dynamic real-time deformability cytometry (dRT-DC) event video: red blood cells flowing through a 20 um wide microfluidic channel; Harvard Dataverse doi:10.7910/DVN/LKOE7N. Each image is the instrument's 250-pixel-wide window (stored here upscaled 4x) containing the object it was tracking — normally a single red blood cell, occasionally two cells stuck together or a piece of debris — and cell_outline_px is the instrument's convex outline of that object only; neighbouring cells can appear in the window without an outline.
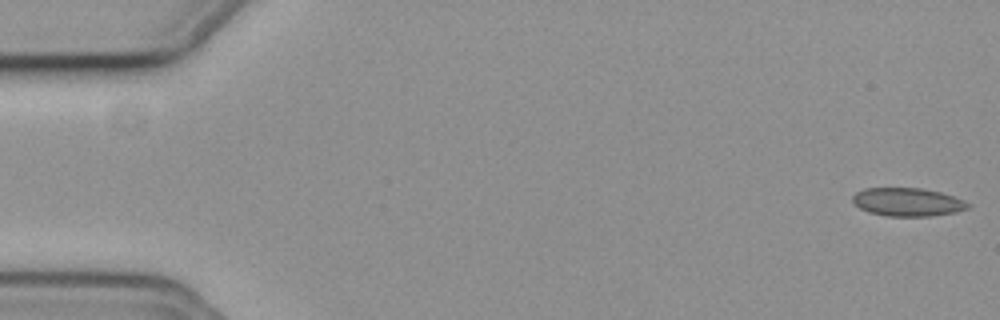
{"species": "common noctule bat (a hibernating species)", "species_latin": "Nyctalus noctula", "temperature_condition": "cold", "stored_images_in_passage": 56, "camera_frame_rate_fps": 3000, "um_per_image_px": 0.085, "animal": {"sex": "female", "body_mass_g": 19.3, "forearm_length_mm": 54.1}, "frame": {"image": 1, "passage_image": 1, "time_ms": 0.0, "image_size_px": [1000, 320], "cell_outline_px": [[972, 204], [968, 208], [956, 212], [928, 216], [888, 216], [868, 212], [860, 208], [852, 200], [852, 196], [856, 192], [864, 188], [924, 188], [940, 192], [964, 200]], "centroid_in_image_um": [77.15, 17.17], "position_along_channel_um": 7.9, "area_um2": 19.02}}
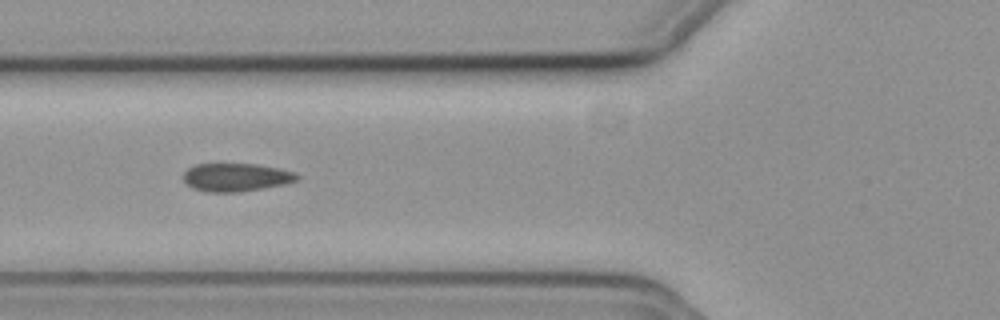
{"frame": {"image": 2, "passage_image": 21, "time_ms": 6.667, "image_size_px": [1000, 320], "cell_outline_px": [[300, 176], [296, 180], [284, 184], [236, 192], [204, 192], [192, 188], [184, 180], [184, 172], [188, 168], [196, 164], [256, 164], [276, 168], [292, 172]], "centroid_in_image_um": [20.01, 15.07], "position_along_channel_um": 105.8, "area_um2": 18.32}}
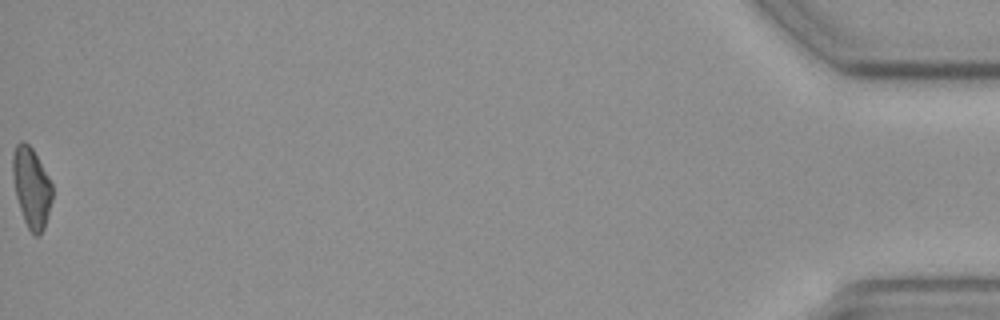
{"frame": {"image": 3, "passage_image": 56, "time_ms": 18.333, "image_size_px": [1000, 320], "cell_outline_px": [[52, 200], [44, 228], [40, 236], [32, 236], [24, 220], [16, 196], [12, 176], [12, 156], [16, 144], [20, 140], [24, 140], [32, 148], [48, 176], [52, 184]], "centroid_in_image_um": [2.66, 15.94], "position_along_channel_um": 432.5, "area_um2": 18.55}}